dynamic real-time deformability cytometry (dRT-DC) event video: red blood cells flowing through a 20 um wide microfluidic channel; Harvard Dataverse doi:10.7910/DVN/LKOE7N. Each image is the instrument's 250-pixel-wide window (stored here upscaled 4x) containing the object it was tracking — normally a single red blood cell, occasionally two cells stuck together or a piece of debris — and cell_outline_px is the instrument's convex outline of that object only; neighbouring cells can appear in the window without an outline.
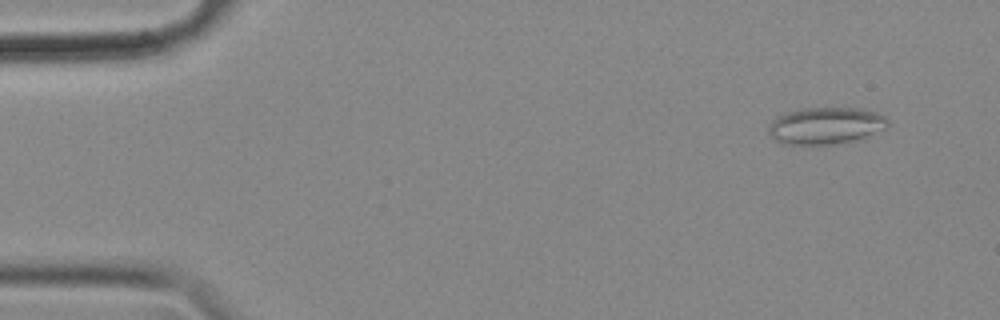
{"species": "common noctule bat (a hibernating species)", "species_latin": "Nyctalus noctula", "temperature_condition": "cold", "stored_images_in_passage": 55, "camera_frame_rate_fps": 3000, "um_per_image_px": 0.085, "animal": {"sex": "female", "body_mass_g": 18.4}, "frame": {"image": 1, "passage_image": 3, "time_ms": 0.667, "image_size_px": [1000, 320], "cell_outline_px": [[888, 128], [852, 140], [832, 144], [784, 144], [776, 140], [768, 132], [768, 128], [772, 120], [776, 116], [784, 112], [804, 108], [856, 108], [876, 112], [884, 116], [888, 120]], "centroid_in_image_um": [70.15, 10.67], "position_along_channel_um": 14.8, "area_um2": 25.43}}
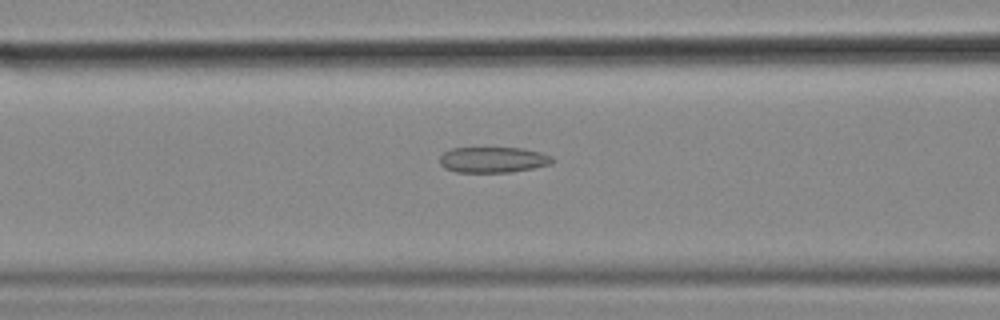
{"frame": {"image": 2, "passage_image": 21, "time_ms": 6.667, "image_size_px": [1000, 320], "cell_outline_px": [[552, 164], [512, 172], [456, 172], [444, 168], [440, 164], [440, 156], [444, 152], [452, 148], [520, 148], [540, 152], [552, 156]], "centroid_in_image_um": [41.89, 13.58], "position_along_channel_um": 124.7, "area_um2": 16.82}}
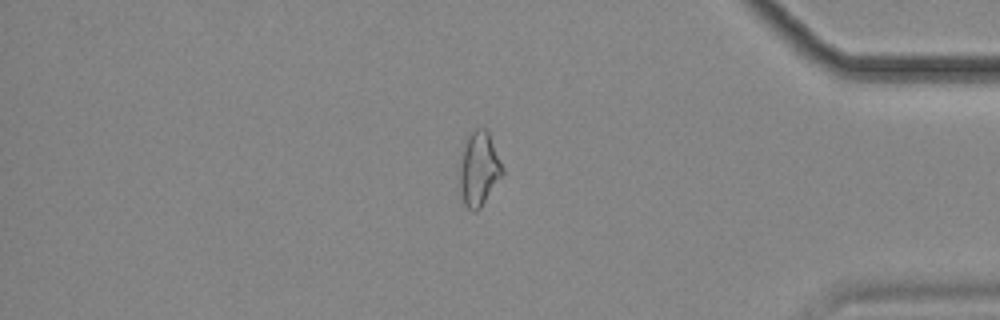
{"frame": {"image": 3, "passage_image": 46, "time_ms": 15.0, "image_size_px": [1000, 320], "cell_outline_px": [[504, 172], [480, 208], [476, 212], [472, 212], [464, 204], [460, 192], [460, 164], [464, 140], [476, 128], [484, 128], [488, 132], [504, 168]], "centroid_in_image_um": [40.7, 14.36], "position_along_channel_um": 394.5, "area_um2": 18.38}, "authors_computed_cell_mechanics": {"area_um2": 18.9584, "velocity_mm_per_s": 3.5815, "shape_relaxation_time_tau1_ms": null, "shape_relaxation_time_tau2_ms": 4.7361, "deformation_change_tau1": null, "deformation_change_tau2": 0.1316}}